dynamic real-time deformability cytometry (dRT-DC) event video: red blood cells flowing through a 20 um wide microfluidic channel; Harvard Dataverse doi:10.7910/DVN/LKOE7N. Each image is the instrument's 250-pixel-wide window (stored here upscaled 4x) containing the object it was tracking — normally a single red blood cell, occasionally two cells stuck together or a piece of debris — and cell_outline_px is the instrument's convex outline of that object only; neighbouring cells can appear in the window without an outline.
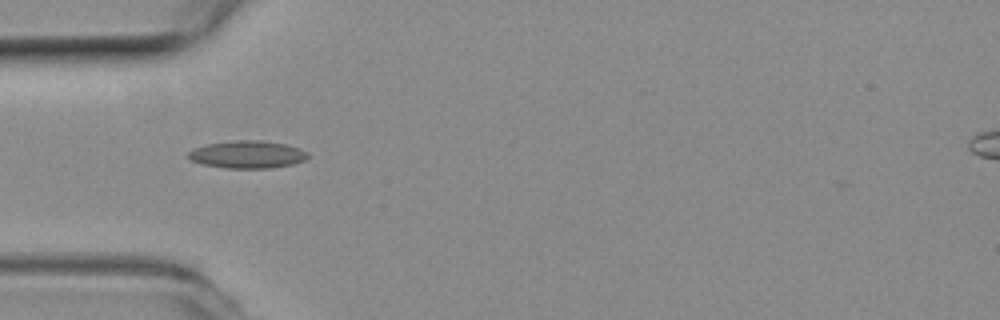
{"species": "common noctule bat (a hibernating species)", "species_latin": "Nyctalus noctula", "temperature_condition": "room temperature", "stored_images_in_passage": 41, "camera_frame_rate_fps": 3000, "um_per_image_px": 0.085, "animal": {"sex": "female", "body_mass_g": 19.3, "forearm_length_mm": 54.1}, "frame": {"image": 1, "passage_image": 1, "time_ms": 0.0, "image_size_px": [1000, 320], "cell_outline_px": [[308, 156], [304, 160], [292, 164], [272, 168], [224, 168], [200, 164], [192, 160], [188, 156], [188, 152], [196, 148], [208, 144], [236, 140], [260, 140], [284, 144], [300, 148], [308, 152]], "centroid_in_image_um": [21.04, 13.14], "position_along_channel_um": 64.0, "area_um2": 19.07}}
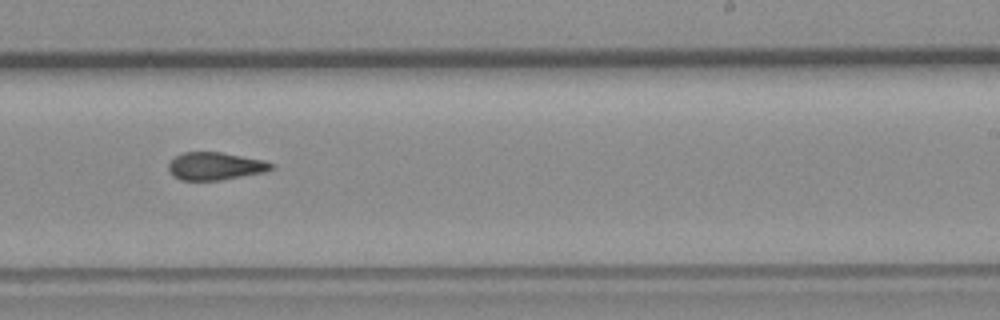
{"frame": {"image": 2, "passage_image": 18, "time_ms": 5.667, "image_size_px": [1000, 320], "cell_outline_px": [[272, 168], [264, 172], [220, 180], [180, 180], [172, 176], [168, 172], [168, 164], [176, 156], [184, 152], [220, 152], [264, 160], [272, 164]], "centroid_in_image_um": [18.24, 14.12], "position_along_channel_um": 270.8, "area_um2": 16.47}}
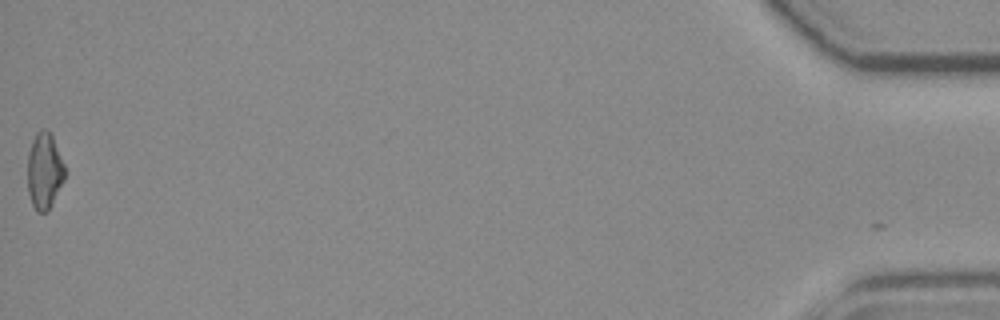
{"frame": {"image": 3, "passage_image": 40, "time_ms": 13.0, "image_size_px": [1000, 320], "cell_outline_px": [[64, 180], [48, 212], [36, 212], [32, 204], [28, 192], [28, 152], [32, 140], [36, 132], [40, 128], [44, 128], [52, 136], [64, 164]], "centroid_in_image_um": [3.76, 14.54], "position_along_channel_um": 431.4, "area_um2": 16.53}, "authors_computed_cell_mechanics": {"area_um2": 16.8198, "velocity_mm_per_s": 3.6525, "shape_relaxation_time_tau1_ms": null, "shape_relaxation_time_tau2_ms": 3.1875, "deformation_change_tau1": null, "deformation_change_tau2": 0.1217}}